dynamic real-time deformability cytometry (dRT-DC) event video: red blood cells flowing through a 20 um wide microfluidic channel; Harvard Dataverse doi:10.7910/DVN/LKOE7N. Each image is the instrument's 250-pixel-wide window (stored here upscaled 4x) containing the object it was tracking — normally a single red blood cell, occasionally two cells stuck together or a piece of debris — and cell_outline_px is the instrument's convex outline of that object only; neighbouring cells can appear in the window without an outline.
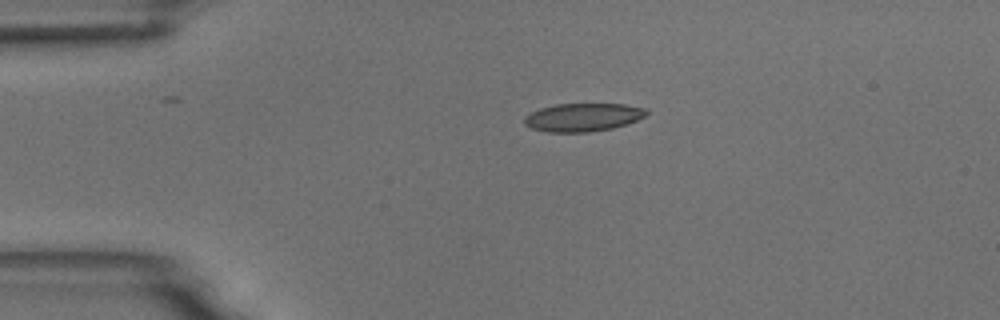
{"species": "common noctule bat (a hibernating species)", "species_latin": "Nyctalus noctula", "temperature_condition": "room temperature", "stored_images_in_passage": 2, "camera_frame_rate_fps": 3000, "um_per_image_px": 0.085, "animal": {"sex": "male", "body_mass_g": 18.8}, "frame": {"image": 1, "passage_image": 1, "time_ms": 0.0, "image_size_px": [1000, 320], "cell_outline_px": [[648, 112], [644, 116], [628, 124], [612, 128], [588, 132], [548, 132], [532, 128], [524, 124], [524, 116], [540, 108], [556, 104], [624, 104], [648, 108]], "centroid_in_image_um": [49.56, 9.96], "position_along_channel_um": 35.4, "area_um2": 20.06}}